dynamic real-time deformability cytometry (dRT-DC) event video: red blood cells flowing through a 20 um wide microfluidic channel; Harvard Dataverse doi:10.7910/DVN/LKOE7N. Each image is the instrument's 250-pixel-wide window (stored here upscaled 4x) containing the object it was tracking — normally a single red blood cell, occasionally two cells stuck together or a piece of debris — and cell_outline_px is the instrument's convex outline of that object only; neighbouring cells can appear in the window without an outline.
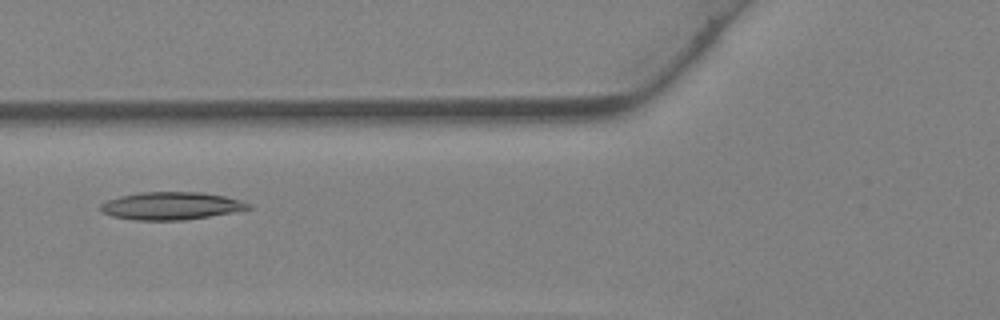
{"species": "Egyptian fruit bat (a non-hibernating species)", "species_latin": "Rousettus aegyptiacus", "temperature_condition": "warm", "stored_images_in_passage": 38, "camera_frame_rate_fps": 3000, "um_per_image_px": 0.085, "animal": {"sex": "female"}, "frame": {"image": 1, "passage_image": 15, "time_ms": 4.667, "image_size_px": [1000, 320], "cell_outline_px": [[252, 208], [232, 212], [184, 220], [136, 220], [112, 216], [100, 212], [100, 204], [108, 200], [120, 196], [140, 192], [200, 192], [224, 196], [240, 200], [252, 204]], "centroid_in_image_um": [14.53, 17.49], "position_along_channel_um": 111.3, "area_um2": 23.76}}
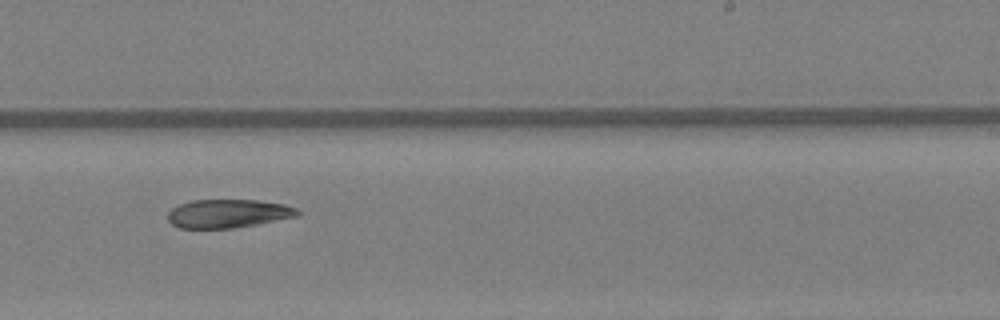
{"frame": {"image": 2, "passage_image": 24, "time_ms": 7.667, "image_size_px": [1000, 320], "cell_outline_px": [[300, 216], [232, 228], [180, 228], [172, 224], [168, 220], [168, 212], [172, 208], [180, 204], [192, 200], [256, 200], [284, 204], [296, 208], [300, 212]], "centroid_in_image_um": [19.39, 18.15], "position_along_channel_um": 269.6, "area_um2": 21.44}}
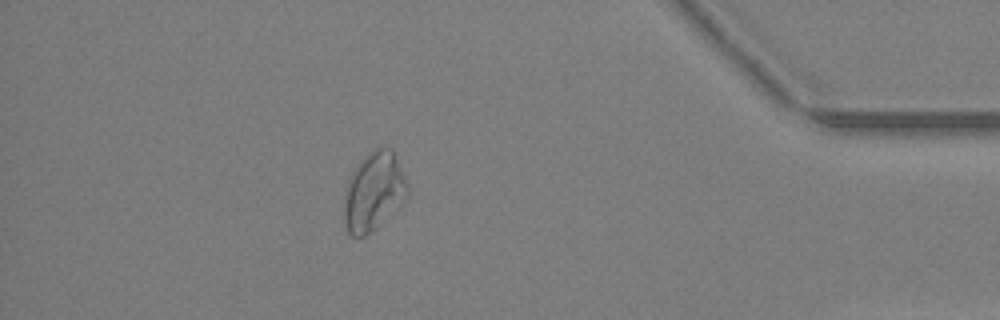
{"frame": {"image": 3, "passage_image": 34, "time_ms": 11.0, "image_size_px": [1000, 320], "cell_outline_px": [[408, 196], [372, 232], [364, 236], [352, 236], [348, 232], [344, 224], [344, 192], [352, 172], [360, 160], [368, 152], [380, 144], [392, 148], [408, 184]], "centroid_in_image_um": [31.76, 16.24], "position_along_channel_um": 403.4, "area_um2": 29.19}}